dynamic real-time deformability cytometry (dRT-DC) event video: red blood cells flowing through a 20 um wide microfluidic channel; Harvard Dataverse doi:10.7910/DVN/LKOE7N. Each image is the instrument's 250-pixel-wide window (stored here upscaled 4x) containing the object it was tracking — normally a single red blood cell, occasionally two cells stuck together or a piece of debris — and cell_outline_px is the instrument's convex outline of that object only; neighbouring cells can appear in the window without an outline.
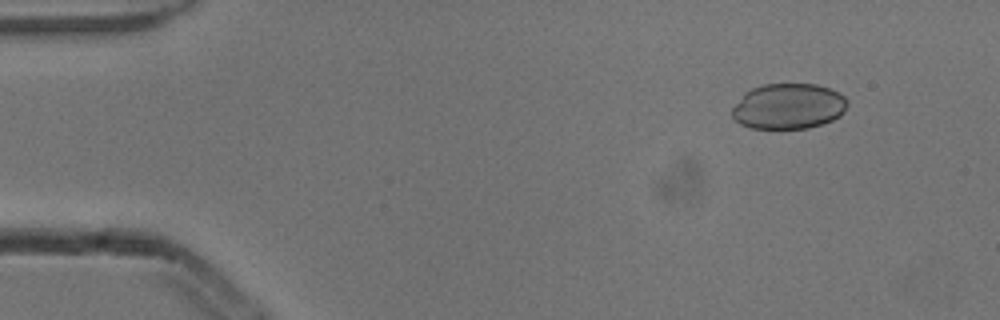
{"species": "common noctule bat (a hibernating species)", "species_latin": "Nyctalus noctula", "temperature_condition": "cold", "stored_images_in_passage": 5, "camera_frame_rate_fps": 3000, "um_per_image_px": 0.085, "animal": {"sex": "male", "body_mass_g": 13.3}, "frame": {"image": 1, "passage_image": 2, "time_ms": 0.333, "image_size_px": [1000, 320], "cell_outline_px": [[848, 104], [844, 112], [840, 116], [832, 120], [808, 128], [752, 128], [740, 124], [732, 116], [732, 108], [744, 92], [752, 88], [764, 84], [816, 84], [840, 92], [848, 100]], "centroid_in_image_um": [67.03, 9.02], "position_along_channel_um": 18.0, "area_um2": 30.69}}